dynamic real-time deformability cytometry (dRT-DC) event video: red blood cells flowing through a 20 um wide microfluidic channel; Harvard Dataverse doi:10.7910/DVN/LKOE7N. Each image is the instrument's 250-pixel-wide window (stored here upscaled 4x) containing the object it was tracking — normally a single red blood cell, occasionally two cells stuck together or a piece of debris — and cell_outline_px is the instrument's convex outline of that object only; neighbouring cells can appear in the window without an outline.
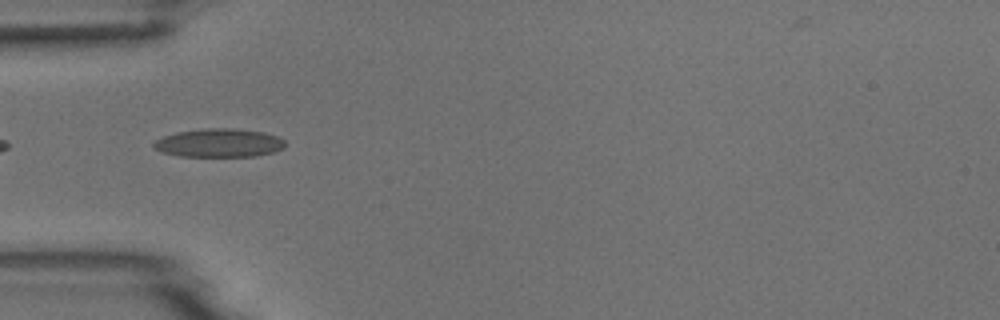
{"species": "common noctule bat (a hibernating species)", "species_latin": "Nyctalus noctula", "temperature_condition": "room temperature", "stored_images_in_passage": 7, "camera_frame_rate_fps": 3000, "um_per_image_px": 0.085, "animal": {"sex": "male", "body_mass_g": 18.8}, "frame": {"image": 1, "passage_image": 4, "time_ms": 3.667, "image_size_px": [1000, 320], "cell_outline_px": [[284, 148], [272, 152], [256, 156], [180, 156], [160, 152], [152, 144], [156, 140], [164, 136], [176, 132], [204, 128], [232, 128], [264, 132], [276, 136], [284, 140]], "centroid_in_image_um": [18.61, 12.14], "position_along_channel_um": 66.4, "area_um2": 21.73}}